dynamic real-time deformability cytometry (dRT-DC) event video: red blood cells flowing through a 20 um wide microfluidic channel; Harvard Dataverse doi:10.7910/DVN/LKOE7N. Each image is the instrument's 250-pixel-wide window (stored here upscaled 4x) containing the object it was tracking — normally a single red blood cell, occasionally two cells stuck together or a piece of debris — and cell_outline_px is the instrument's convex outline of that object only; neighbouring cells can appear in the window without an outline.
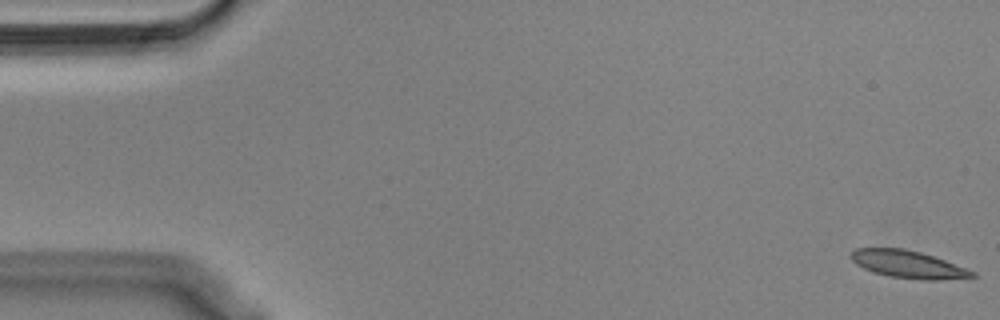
{"species": "Egyptian fruit bat (a non-hibernating species)", "species_latin": "Rousettus aegyptiacus", "temperature_condition": "cold", "stored_images_in_passage": 56, "camera_frame_rate_fps": 3000, "um_per_image_px": 0.085, "animal": {"sex": "male"}, "frame": {"image": 1, "passage_image": 1, "time_ms": 0.0, "image_size_px": [1000, 320], "cell_outline_px": [[976, 276], [940, 280], [920, 280], [888, 276], [872, 272], [856, 264], [848, 256], [856, 248], [904, 248], [920, 252], [944, 260], [976, 272]], "centroid_in_image_um": [77.15, 22.47], "position_along_channel_um": 7.9, "area_um2": 19.36}}
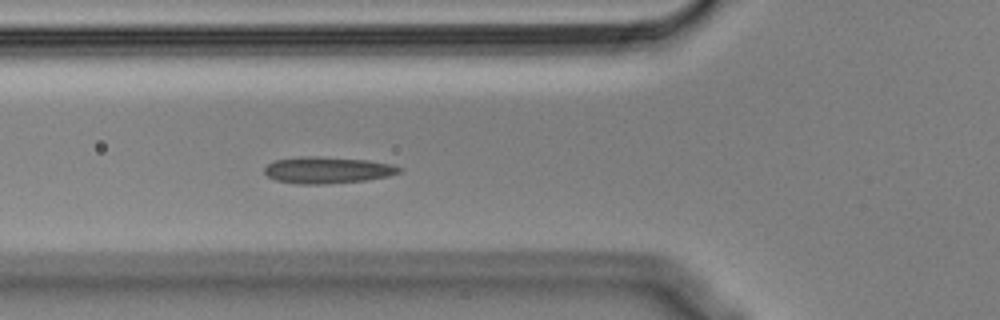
{"frame": {"image": 2, "passage_image": 20, "time_ms": 6.333, "image_size_px": [1000, 320], "cell_outline_px": [[404, 168], [400, 172], [388, 176], [364, 180], [324, 184], [300, 184], [276, 180], [268, 176], [264, 172], [264, 168], [268, 164], [276, 160], [300, 156], [312, 156], [368, 160], [392, 164]], "centroid_in_image_um": [27.84, 14.45], "position_along_channel_um": 98.0, "area_um2": 20.75}}
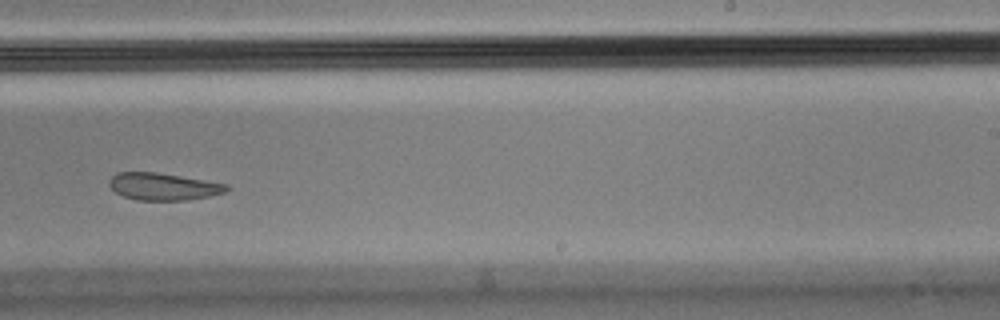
{"frame": {"image": 3, "passage_image": 35, "time_ms": 11.333, "image_size_px": [1000, 320], "cell_outline_px": [[228, 188], [224, 192], [208, 196], [188, 200], [136, 200], [124, 196], [116, 192], [108, 184], [108, 180], [116, 172], [156, 172], [228, 184]], "centroid_in_image_um": [13.83, 15.85], "position_along_channel_um": 275.2, "area_um2": 18.44}, "authors_computed_cell_mechanics": {"area_um2": 20.0566, "velocity_mm_per_s": 3.5415, "shape_relaxation_time_tau1_ms": null, "shape_relaxation_time_tau2_ms": 2.7249, "deformation_change_tau1": null, "deformation_change_tau2": 0.0544}}